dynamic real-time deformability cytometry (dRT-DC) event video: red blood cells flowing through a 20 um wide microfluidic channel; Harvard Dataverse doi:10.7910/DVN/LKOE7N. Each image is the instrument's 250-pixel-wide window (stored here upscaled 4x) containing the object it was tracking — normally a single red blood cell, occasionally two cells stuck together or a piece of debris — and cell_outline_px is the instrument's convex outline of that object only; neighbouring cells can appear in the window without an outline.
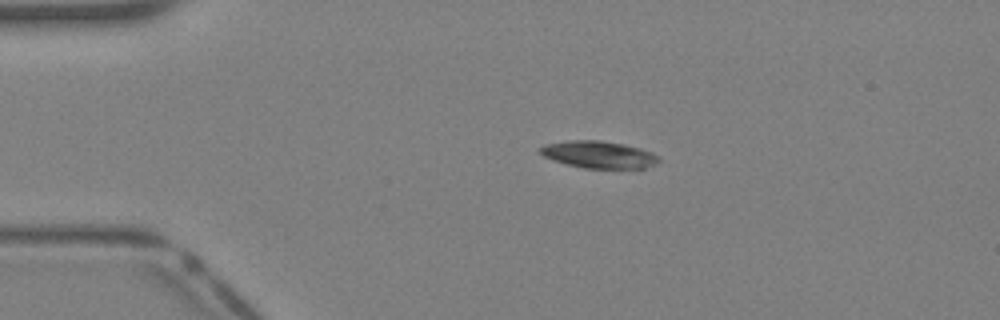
{"species": "Egyptian fruit bat (a non-hibernating species)", "species_latin": "Rousettus aegyptiacus", "temperature_condition": "warm", "stored_images_in_passage": 34, "camera_frame_rate_fps": 3000, "um_per_image_px": 0.085, "animal": {"sex": "female"}, "frame": {"image": 1, "passage_image": 1, "time_ms": 0.0, "image_size_px": [1000, 320], "cell_outline_px": [[660, 160], [656, 164], [644, 168], [584, 168], [552, 160], [544, 156], [536, 148], [544, 144], [568, 140], [600, 140], [624, 144], [640, 148], [652, 152], [660, 156]], "centroid_in_image_um": [50.89, 13.13], "position_along_channel_um": 34.1, "area_um2": 18.9}}
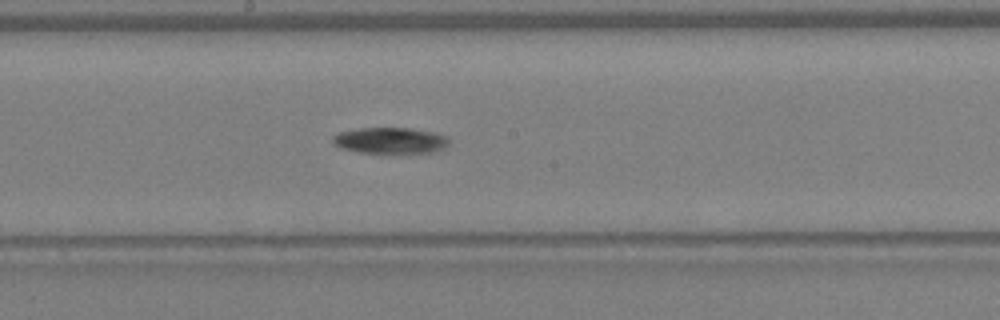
{"frame": {"image": 2, "passage_image": 15, "time_ms": 4.667, "image_size_px": [1000, 320], "cell_outline_px": [[448, 144], [444, 148], [436, 152], [360, 152], [340, 148], [332, 140], [332, 136], [340, 132], [360, 128], [408, 128], [436, 132], [444, 136], [448, 140]], "centroid_in_image_um": [33.17, 11.93], "position_along_channel_um": 215.0, "area_um2": 17.4}}
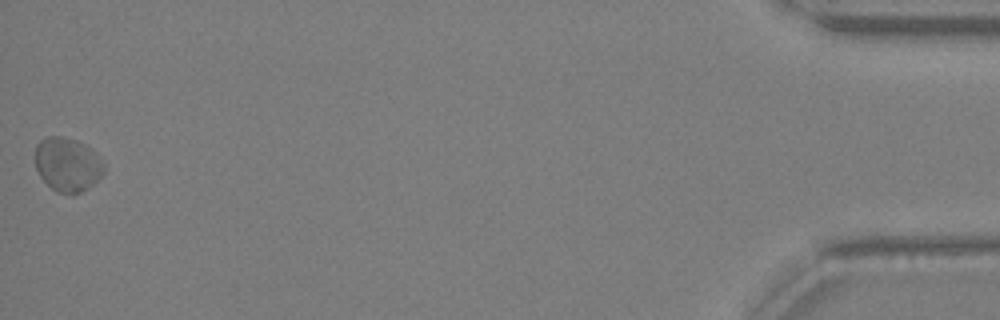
{"frame": {"image": 3, "passage_image": 34, "time_ms": 11.0, "image_size_px": [1000, 320], "cell_outline_px": [[104, 172], [88, 188], [72, 196], [56, 192], [40, 176], [36, 168], [36, 144], [40, 140], [48, 136], [60, 136], [76, 140], [84, 144], [104, 164]], "centroid_in_image_um": [5.71, 14.0], "position_along_channel_um": 429.5, "area_um2": 21.39}, "authors_computed_cell_mechanics": {"area_um2": 18.4093, "velocity_mm_per_s": 4.9124, "shape_relaxation_time_tau1_ms": 0.6929, "shape_relaxation_time_tau2_ms": null, "deformation_change_tau1": 0.0387, "deformation_change_tau2": null}}